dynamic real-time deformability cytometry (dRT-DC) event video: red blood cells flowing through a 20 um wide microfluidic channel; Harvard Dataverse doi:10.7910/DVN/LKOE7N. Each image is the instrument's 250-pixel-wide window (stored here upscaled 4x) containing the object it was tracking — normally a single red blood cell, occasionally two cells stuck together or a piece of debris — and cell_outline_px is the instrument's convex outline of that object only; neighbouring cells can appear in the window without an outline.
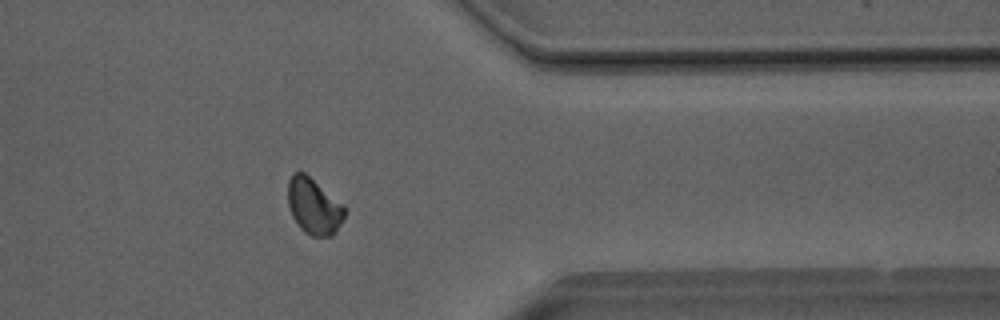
{"species": "Egyptian fruit bat (a non-hibernating species)", "species_latin": "Rousettus aegyptiacus", "temperature_condition": "room temperature", "stored_images_in_passage": 38, "camera_frame_rate_fps": 3000, "um_per_image_px": 0.085, "animal": {"sex": "male"}, "frame": {"image": 1, "passage_image": 27, "time_ms": 8.667, "image_size_px": [1000, 320], "cell_outline_px": [[344, 216], [340, 224], [332, 236], [312, 236], [304, 232], [300, 228], [292, 216], [288, 204], [288, 180], [292, 172], [304, 172], [344, 204]], "centroid_in_image_um": [26.66, 17.52], "position_along_channel_um": 384.7, "area_um2": 18.5}, "authors_computed_cell_mechanics": {"area_um2": 18.4671, "velocity_mm_per_s": 4.0405, "shape_relaxation_time_tau1_ms": 5.2394, "shape_relaxation_time_tau2_ms": 4.6312, "deformation_change_tau1": 0.0871, "deformation_change_tau2": 0.0653}}